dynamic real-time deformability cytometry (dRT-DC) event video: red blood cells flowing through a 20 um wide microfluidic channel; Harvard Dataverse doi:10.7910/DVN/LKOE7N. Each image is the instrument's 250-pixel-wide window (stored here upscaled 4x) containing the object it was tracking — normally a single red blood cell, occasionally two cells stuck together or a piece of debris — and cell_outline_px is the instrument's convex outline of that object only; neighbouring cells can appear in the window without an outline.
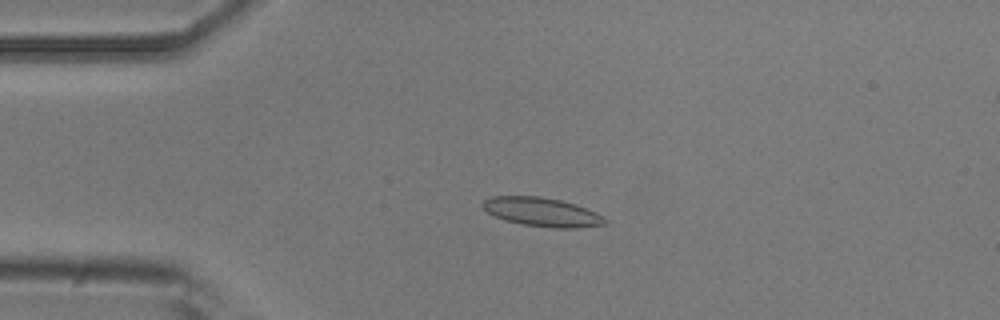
{"species": "common noctule bat (a hibernating species)", "species_latin": "Nyctalus noctula", "temperature_condition": "room temperature", "stored_images_in_passage": 44, "camera_frame_rate_fps": 3000, "um_per_image_px": 0.085, "animal": {"sex": "male", "body_mass_g": 20.5, "forearm_length_mm": 52.5}, "frame": {"image": 1, "passage_image": 4, "time_ms": 1.0, "image_size_px": [1000, 320], "cell_outline_px": [[608, 224], [576, 228], [552, 228], [524, 224], [504, 220], [488, 212], [484, 208], [484, 200], [492, 196], [540, 196], [560, 200], [576, 204], [596, 212], [604, 216], [608, 220]], "centroid_in_image_um": [46.14, 18.02], "position_along_channel_um": 38.9, "area_um2": 20.52}}
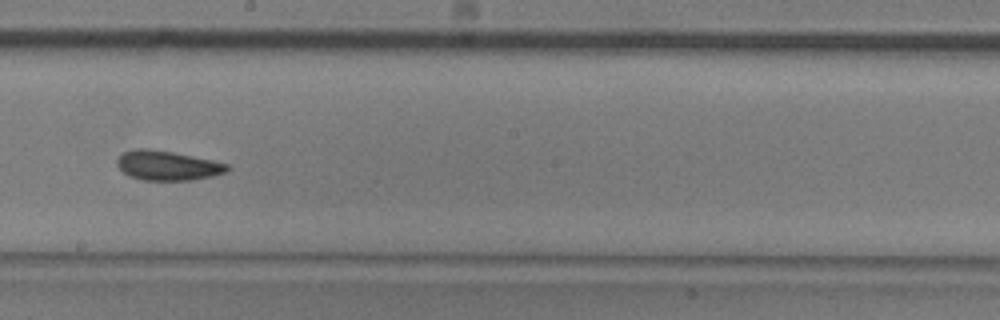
{"frame": {"image": 2, "passage_image": 21, "time_ms": 6.667, "image_size_px": [1000, 320], "cell_outline_px": [[232, 168], [228, 172], [212, 176], [192, 180], [140, 180], [128, 176], [116, 164], [116, 160], [124, 152], [136, 148], [148, 148], [172, 152], [212, 160], [228, 164]], "centroid_in_image_um": [14.25, 14.07], "position_along_channel_um": 234.0, "area_um2": 19.07}}
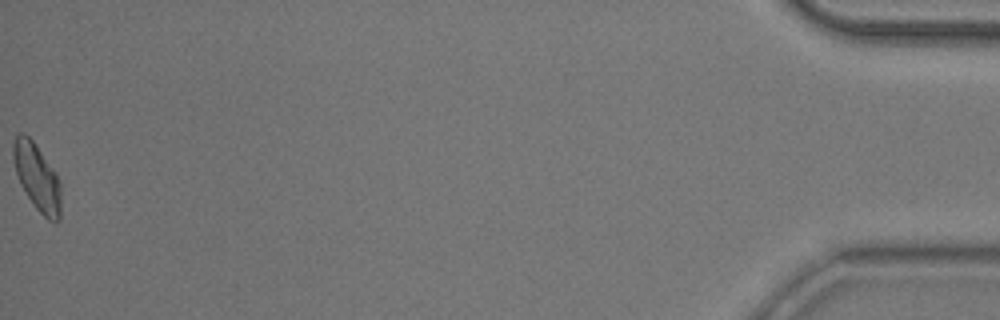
{"frame": {"image": 3, "passage_image": 44, "time_ms": 14.333, "image_size_px": [1000, 320], "cell_outline_px": [[60, 220], [56, 224], [48, 220], [36, 208], [20, 184], [16, 172], [12, 156], [12, 140], [20, 132], [24, 132], [32, 140], [56, 172], [60, 180]], "centroid_in_image_um": [3.15, 15.05], "position_along_channel_um": 432.1, "area_um2": 18.67}, "authors_computed_cell_mechanics": {"area_um2": 18.5827, "velocity_mm_per_s": 3.9135, "shape_relaxation_time_tau1_ms": null, "shape_relaxation_time_tau2_ms": 3.6579, "deformation_change_tau1": null, "deformation_change_tau2": 0.0948}}